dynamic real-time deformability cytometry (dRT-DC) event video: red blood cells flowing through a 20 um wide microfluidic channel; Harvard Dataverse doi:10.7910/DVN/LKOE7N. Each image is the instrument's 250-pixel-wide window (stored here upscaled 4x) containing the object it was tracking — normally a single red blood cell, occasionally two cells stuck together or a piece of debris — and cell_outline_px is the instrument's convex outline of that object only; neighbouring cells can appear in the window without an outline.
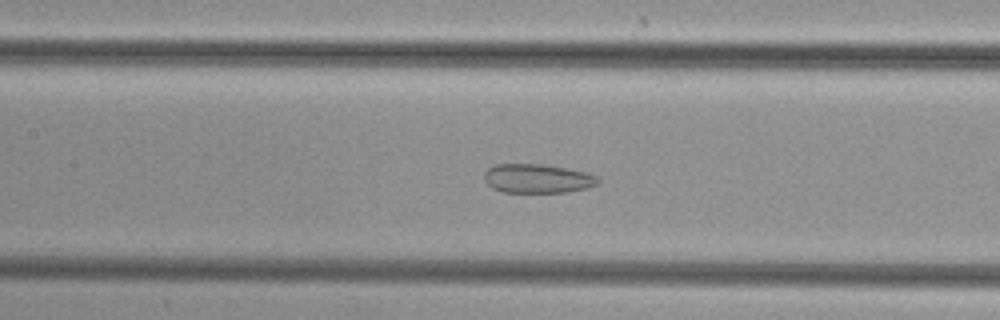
{"species": "common noctule bat (a hibernating species)", "species_latin": "Nyctalus noctula", "temperature_condition": "cold", "stored_images_in_passage": 40, "camera_frame_rate_fps": 3000, "um_per_image_px": 0.085, "animal": {"sex": "female", "body_mass_g": 29.2, "forearm_length_mm": 56.3}, "frame": {"image": 1, "passage_image": 22, "time_ms": 7.0, "image_size_px": [1000, 320], "cell_outline_px": [[600, 180], [596, 184], [588, 188], [568, 192], [500, 192], [492, 188], [484, 180], [484, 172], [488, 168], [496, 164], [544, 164], [584, 172], [596, 176]], "centroid_in_image_um": [45.64, 15.18], "position_along_channel_um": 161.8, "area_um2": 19.25}}
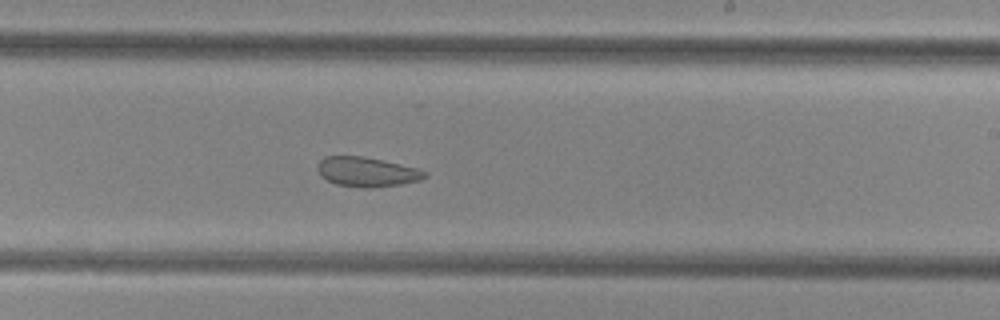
{"frame": {"image": 2, "passage_image": 29, "time_ms": 9.333, "image_size_px": [1000, 320], "cell_outline_px": [[428, 176], [420, 180], [400, 184], [372, 188], [364, 188], [336, 184], [320, 176], [316, 168], [320, 160], [324, 156], [364, 156], [416, 168], [428, 172]], "centroid_in_image_um": [31.16, 14.61], "position_along_channel_um": 257.8, "area_um2": 18.5}}
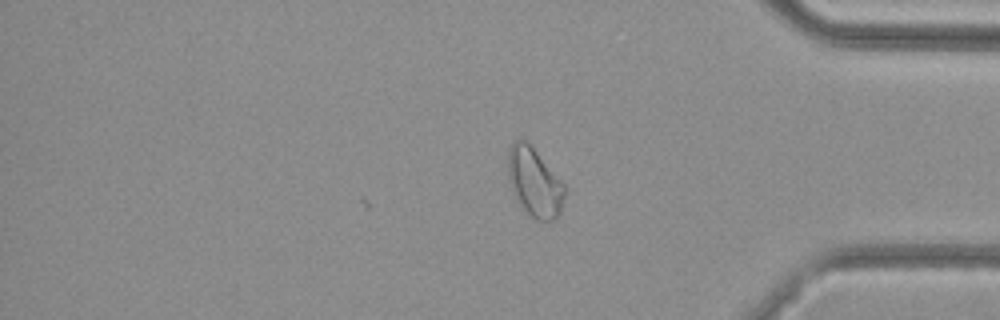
{"frame": {"image": 3, "passage_image": 40, "time_ms": 13.0, "image_size_px": [1000, 320], "cell_outline_px": [[564, 196], [560, 212], [552, 220], [536, 220], [528, 216], [516, 200], [512, 192], [508, 180], [508, 148], [512, 140], [520, 136], [528, 140], [564, 184]], "centroid_in_image_um": [45.37, 15.43], "position_along_channel_um": 389.8, "area_um2": 23.24}}